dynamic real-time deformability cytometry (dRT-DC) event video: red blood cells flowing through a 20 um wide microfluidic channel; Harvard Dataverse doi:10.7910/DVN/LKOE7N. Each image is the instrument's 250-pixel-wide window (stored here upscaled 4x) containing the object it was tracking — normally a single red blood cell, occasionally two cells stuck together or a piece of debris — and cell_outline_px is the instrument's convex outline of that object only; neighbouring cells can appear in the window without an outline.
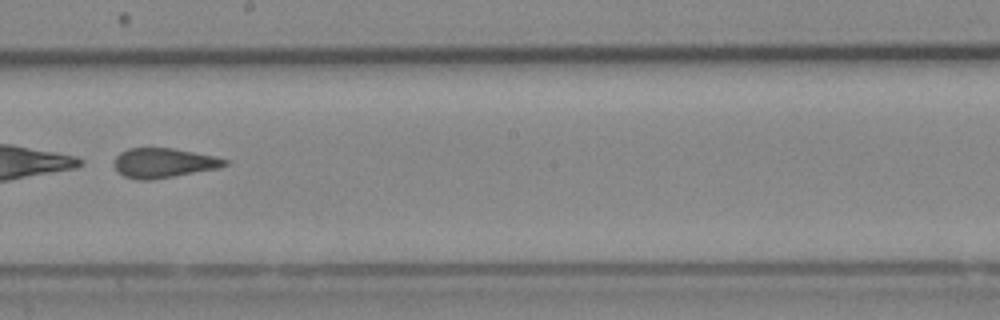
{"species": "Egyptian fruit bat (a non-hibernating species)", "species_latin": "Rousettus aegyptiacus", "temperature_condition": "cold", "stored_images_in_passage": 50, "segment_of_instrument_passage": [2, 2], "camera_frame_rate_fps": 3000, "um_per_image_px": 0.085, "animal": {"sex": "female"}, "frame": {"image": 1, "passage_image": 29, "time_ms": 9.333, "image_size_px": [1000, 320], "cell_outline_px": [[228, 164], [220, 168], [152, 180], [140, 180], [124, 176], [112, 164], [116, 156], [120, 152], [128, 148], [172, 148], [216, 156], [228, 160]], "centroid_in_image_um": [13.92, 13.85], "position_along_channel_um": 234.3, "area_um2": 19.19}}